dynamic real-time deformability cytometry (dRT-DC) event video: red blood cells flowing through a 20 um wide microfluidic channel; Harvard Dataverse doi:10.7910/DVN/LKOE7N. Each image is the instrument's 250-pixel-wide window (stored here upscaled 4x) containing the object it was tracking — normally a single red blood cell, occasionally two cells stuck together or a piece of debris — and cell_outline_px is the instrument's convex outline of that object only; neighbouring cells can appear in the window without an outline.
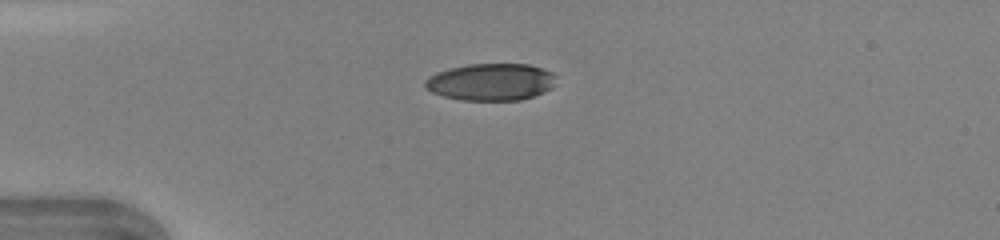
{"species": "human", "species_latin": "Homo sapiens", "temperature_condition": "warm", "stored_images_in_passage": 35, "camera_frame_rate_fps": 3000, "um_per_image_px": 0.085, "donor": {"sex": "female"}, "frame": {"image": 1, "passage_image": 1, "time_ms": 0.0, "image_size_px": [1000, 240], "cell_outline_px": [[556, 76], [552, 88], [544, 92], [520, 100], [460, 100], [444, 96], [432, 92], [424, 88], [424, 80], [428, 76], [436, 72], [448, 68], [468, 64], [528, 64], [552, 72]], "centroid_in_image_um": [41.69, 6.96], "position_along_channel_um": 43.3, "area_um2": 28.44}}
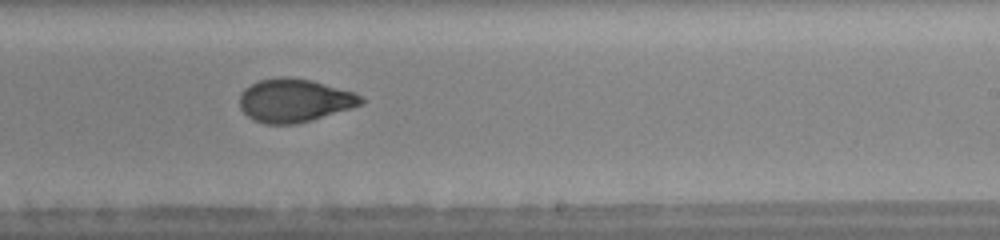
{"frame": {"image": 2, "passage_image": 18, "time_ms": 5.667, "image_size_px": [1000, 240], "cell_outline_px": [[364, 104], [352, 108], [296, 124], [264, 124], [252, 120], [240, 108], [240, 96], [244, 88], [260, 80], [280, 76], [288, 76], [312, 80], [352, 92], [360, 96], [364, 100]], "centroid_in_image_um": [25.0, 8.54], "position_along_channel_um": 264.0, "area_um2": 30.58}}
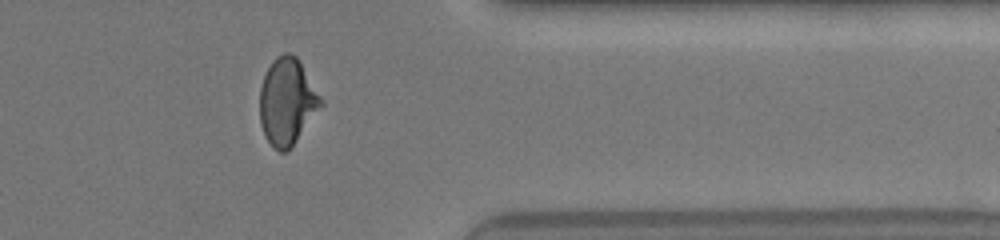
{"frame": {"image": 3, "passage_image": 27, "time_ms": 8.667, "image_size_px": [1000, 240], "cell_outline_px": [[324, 104], [296, 140], [284, 152], [280, 152], [272, 148], [264, 136], [260, 124], [260, 88], [264, 76], [272, 60], [276, 56], [284, 52], [288, 52], [296, 56], [300, 60], [324, 100]], "centroid_in_image_um": [24.41, 8.61], "position_along_channel_um": 387.0, "area_um2": 31.1}, "authors_computed_cell_mechanics": {"area_um2": 30.5762, "velocity_mm_per_s": 4.4116, "shape_relaxation_time_tau1_ms": 8.5108, "shape_relaxation_time_tau2_ms": 1.1463, "deformation_change_tau1": 0.2633, "deformation_change_tau2": 0.0665}}